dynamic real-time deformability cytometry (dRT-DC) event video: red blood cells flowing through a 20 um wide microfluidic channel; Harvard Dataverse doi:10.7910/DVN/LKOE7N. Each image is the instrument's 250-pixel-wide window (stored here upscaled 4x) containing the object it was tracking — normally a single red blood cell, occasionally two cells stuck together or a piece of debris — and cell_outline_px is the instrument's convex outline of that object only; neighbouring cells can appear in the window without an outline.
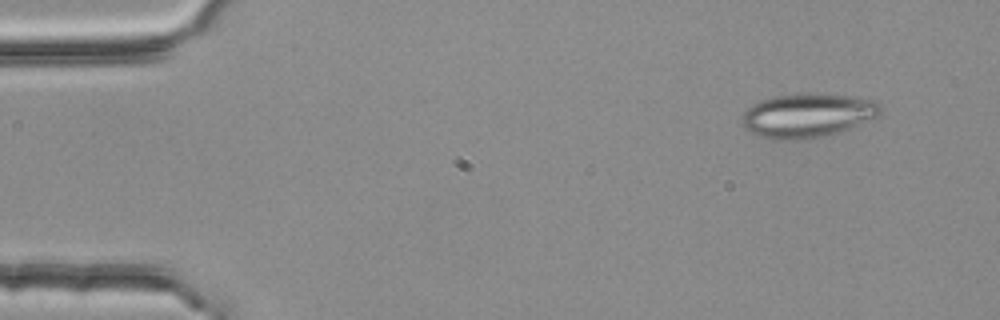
{"species": "common noctule bat (a hibernating species)", "species_latin": "Nyctalus noctula", "temperature_condition": "room temperature", "stored_images_in_passage": 3, "camera_frame_rate_fps": 3000, "um_per_image_px": 0.085, "animal": {"sex": "female", "body_mass_g": 25.1}, "frame": {"image": 1, "passage_image": 1, "time_ms": 0.0, "image_size_px": [1000, 320], "cell_outline_px": [[884, 108], [880, 116], [848, 128], [824, 136], [804, 140], [776, 140], [760, 136], [748, 132], [744, 128], [740, 120], [744, 112], [752, 104], [760, 100], [776, 96], [804, 92], [808, 92], [860, 96], [872, 100], [880, 104]], "centroid_in_image_um": [68.65, 9.79], "position_along_channel_um": 16.4, "area_um2": 36.24}}